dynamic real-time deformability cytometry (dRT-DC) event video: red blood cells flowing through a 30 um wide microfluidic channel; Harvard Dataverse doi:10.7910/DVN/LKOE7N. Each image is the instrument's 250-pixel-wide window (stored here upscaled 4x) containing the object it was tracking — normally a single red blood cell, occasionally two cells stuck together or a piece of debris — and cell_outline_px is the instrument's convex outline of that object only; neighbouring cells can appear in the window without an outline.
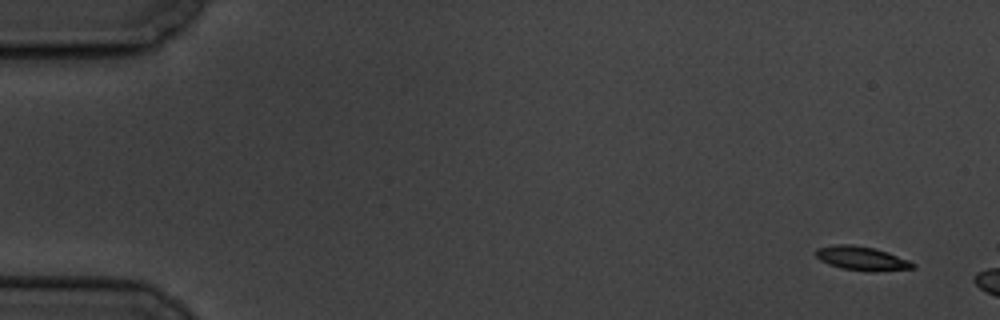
{"species": "common noctule bat (a hibernating species)", "species_latin": "Nyctalus noctula", "temperature_condition": "cold", "stored_images_in_passage": 3, "camera_frame_rate_fps": 3000, "um_per_image_px": 0.085, "animal": {"sex": "male", "body_mass_g": 19.5, "forearm_length_mm": 54.6}, "frame": {"image": 1, "passage_image": 1, "time_ms": 0.0, "image_size_px": [1000, 320], "cell_outline_px": [[916, 268], [840, 268], [828, 264], [820, 260], [816, 256], [816, 248], [836, 244], [848, 244], [872, 248], [888, 252], [908, 260], [916, 264]], "centroid_in_image_um": [73.14, 21.89], "position_along_channel_um": 11.9, "area_um2": 12.43}}